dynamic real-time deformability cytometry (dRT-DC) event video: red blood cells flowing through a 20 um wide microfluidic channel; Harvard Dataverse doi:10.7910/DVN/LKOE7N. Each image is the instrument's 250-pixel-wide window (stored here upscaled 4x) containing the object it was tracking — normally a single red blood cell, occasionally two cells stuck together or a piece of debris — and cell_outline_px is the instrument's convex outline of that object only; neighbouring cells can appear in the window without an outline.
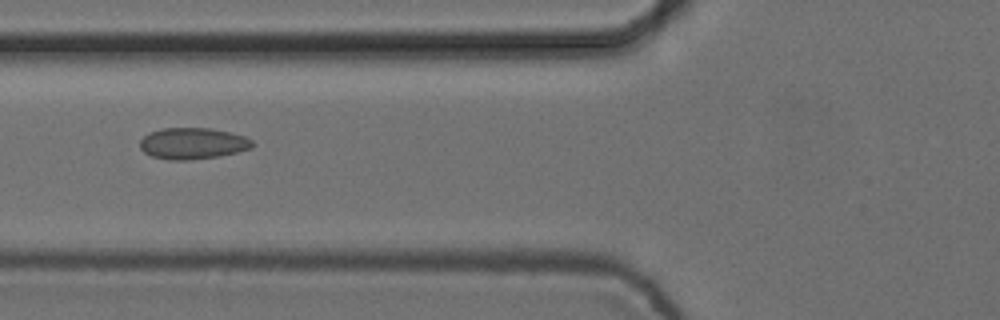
{"species": "common noctule bat (a hibernating species)", "species_latin": "Nyctalus noctula", "temperature_condition": "cold", "stored_images_in_passage": 6, "camera_frame_rate_fps": 3000, "um_per_image_px": 0.085, "animal": {"sex": "female", "body_mass_g": 24.6, "forearm_length_mm": 56.2}, "frame": {"image": 1, "passage_image": 6, "time_ms": 1.667, "image_size_px": [1000, 320], "cell_outline_px": [[256, 144], [252, 148], [220, 156], [184, 160], [168, 160], [152, 156], [144, 152], [140, 148], [140, 140], [148, 132], [164, 128], [212, 128], [244, 136], [252, 140]], "centroid_in_image_um": [16.38, 12.19], "position_along_channel_um": 109.4, "area_um2": 20.58}}